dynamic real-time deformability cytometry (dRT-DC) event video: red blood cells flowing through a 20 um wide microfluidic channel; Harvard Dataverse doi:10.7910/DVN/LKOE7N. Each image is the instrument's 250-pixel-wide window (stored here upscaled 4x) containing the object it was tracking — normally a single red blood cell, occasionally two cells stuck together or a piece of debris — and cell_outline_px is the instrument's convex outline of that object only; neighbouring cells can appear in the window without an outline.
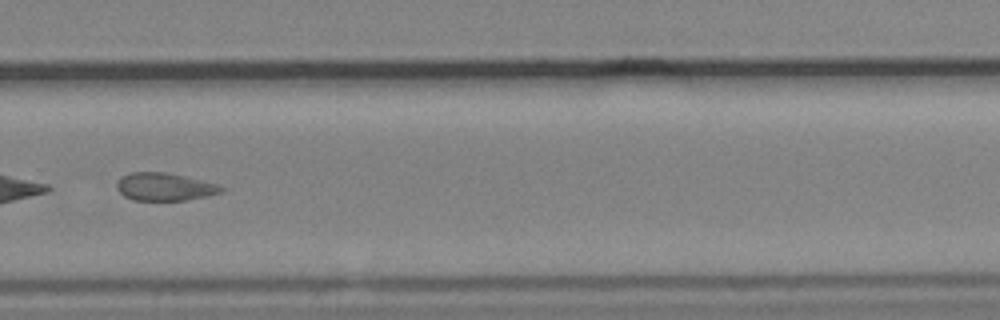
{"species": "common noctule bat (a hibernating species)", "species_latin": "Nyctalus noctula", "temperature_condition": "cold", "stored_images_in_passage": 55, "segment_of_instrument_passage": [2, 2], "camera_frame_rate_fps": 3000, "um_per_image_px": 0.085, "animal": {"sex": "male", "body_mass_g": 19.2, "forearm_length_mm": 51.8}, "frame": {"image": 1, "passage_image": 39, "time_ms": 12.667, "image_size_px": [1000, 320], "cell_outline_px": [[224, 188], [220, 192], [208, 196], [184, 200], [132, 200], [124, 196], [116, 188], [116, 180], [120, 176], [132, 172], [164, 172], [184, 176], [220, 184]], "centroid_in_image_um": [13.95, 15.87], "position_along_channel_um": 315.8, "area_um2": 16.99}}